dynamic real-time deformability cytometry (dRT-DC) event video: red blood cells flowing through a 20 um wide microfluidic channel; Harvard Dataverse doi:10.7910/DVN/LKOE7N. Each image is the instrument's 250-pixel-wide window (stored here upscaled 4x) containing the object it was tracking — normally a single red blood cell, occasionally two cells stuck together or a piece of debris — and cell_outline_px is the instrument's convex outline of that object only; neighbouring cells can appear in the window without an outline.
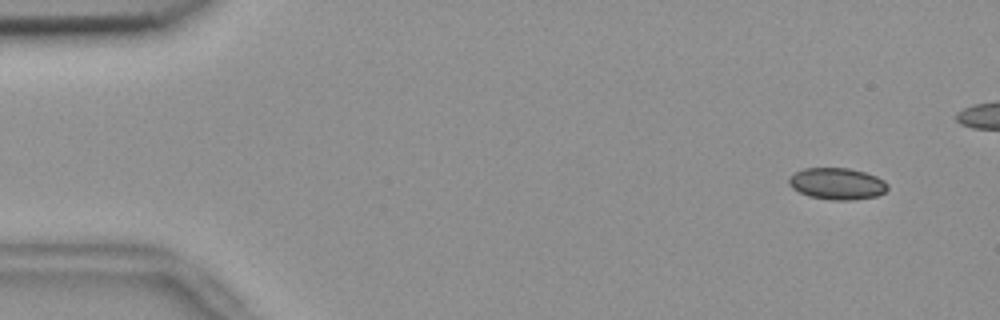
{"species": "common noctule bat (a hibernating species)", "species_latin": "Nyctalus noctula", "temperature_condition": "room temperature", "stored_images_in_passage": 49, "camera_frame_rate_fps": 3000, "um_per_image_px": 0.085, "animal": {"sex": "female", "body_mass_g": 18.4}, "frame": {"image": 1, "passage_image": 4, "time_ms": 1.0, "image_size_px": [1000, 320], "cell_outline_px": [[888, 188], [884, 192], [876, 196], [852, 200], [832, 200], [808, 196], [792, 188], [788, 184], [788, 176], [804, 168], [848, 168], [864, 172], [876, 176], [884, 180], [888, 184]], "centroid_in_image_um": [71.13, 15.61], "position_along_channel_um": 13.9, "area_um2": 18.26}}
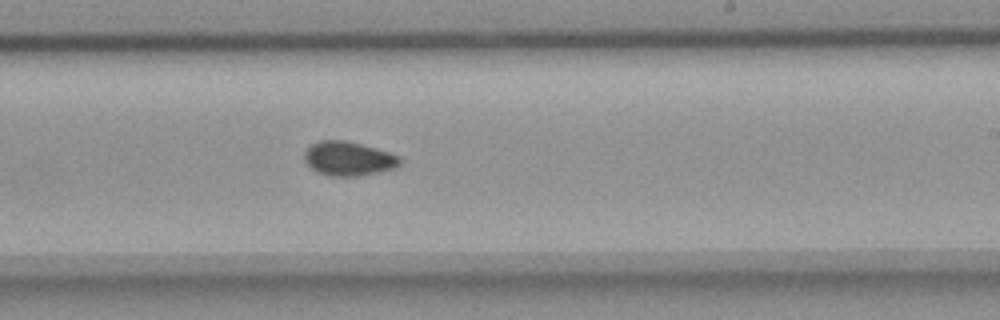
{"frame": {"image": 2, "passage_image": 33, "time_ms": 10.667, "image_size_px": [1000, 320], "cell_outline_px": [[400, 164], [396, 168], [360, 176], [328, 176], [316, 172], [304, 160], [304, 152], [312, 144], [320, 140], [344, 140], [360, 144], [388, 152], [400, 156]], "centroid_in_image_um": [29.61, 13.49], "position_along_channel_um": 259.4, "area_um2": 18.96}}
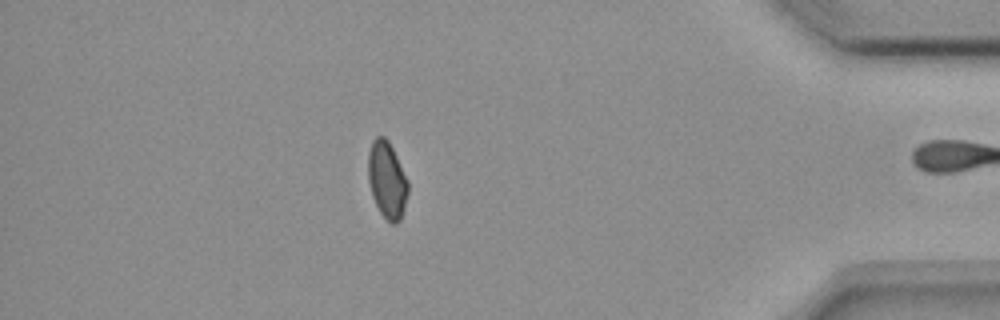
{"frame": {"image": 3, "passage_image": 48, "time_ms": 15.667, "image_size_px": [1000, 320], "cell_outline_px": [[408, 192], [404, 208], [400, 220], [396, 224], [392, 224], [380, 212], [372, 196], [368, 180], [368, 152], [372, 140], [376, 136], [384, 136], [388, 140], [408, 180]], "centroid_in_image_um": [32.88, 15.28], "position_along_channel_um": 402.3, "area_um2": 17.8}, "authors_computed_cell_mechanics": {"area_um2": 18.4382, "velocity_mm_per_s": 3.699, "shape_relaxation_time_tau1_ms": null, "shape_relaxation_time_tau2_ms": 3.0356, "deformation_change_tau1": null, "deformation_change_tau2": 0.0611}}